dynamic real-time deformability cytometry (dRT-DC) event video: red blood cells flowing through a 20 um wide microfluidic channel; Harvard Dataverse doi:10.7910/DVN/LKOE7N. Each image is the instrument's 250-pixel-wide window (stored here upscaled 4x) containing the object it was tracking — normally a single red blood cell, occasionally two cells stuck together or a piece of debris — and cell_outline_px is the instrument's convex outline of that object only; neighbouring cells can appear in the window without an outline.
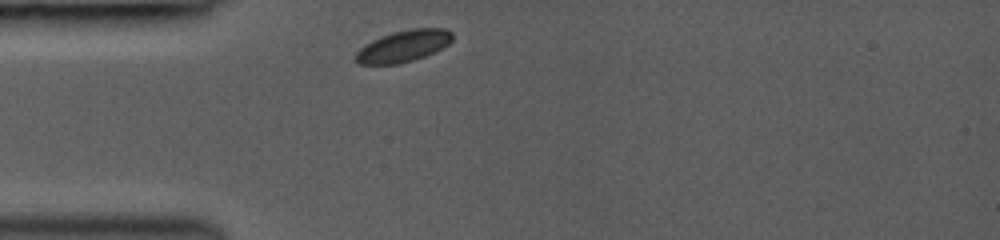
{"species": "common noctule bat (a hibernating species)", "species_latin": "Nyctalus noctula", "temperature_condition": "room temperature", "stored_images_in_passage": 8, "camera_frame_rate_fps": 3000, "um_per_image_px": 0.085, "animal": {"sex": "female", "body_mass_g": 19.0, "forearm_length_mm": 53.3}, "frame": {"image": 1, "passage_image": 1, "time_ms": 0.0, "image_size_px": [1000, 240], "cell_outline_px": [[452, 40], [448, 44], [424, 56], [412, 60], [396, 64], [360, 64], [352, 56], [364, 44], [380, 36], [392, 32], [412, 28], [444, 28], [452, 32]], "centroid_in_image_um": [34.25, 3.9], "position_along_channel_um": 50.8, "area_um2": 17.74}}
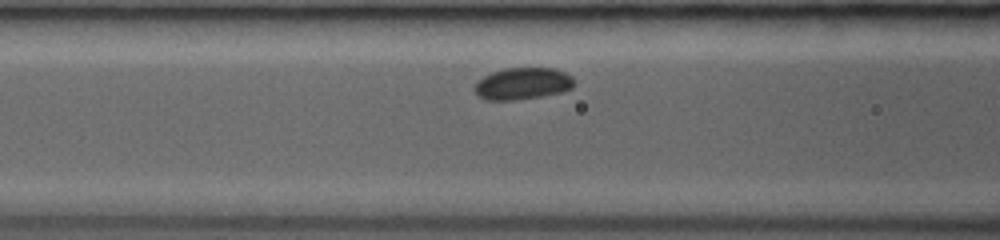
{"frame": {"image": 2, "passage_image": 5, "time_ms": 2.0, "image_size_px": [1000, 240], "cell_outline_px": [[576, 80], [572, 88], [560, 92], [540, 96], [516, 100], [484, 100], [476, 92], [476, 84], [484, 76], [492, 72], [504, 68], [552, 68], [564, 72], [572, 76]], "centroid_in_image_um": [44.46, 7.1], "position_along_channel_um": 122.1, "area_um2": 18.32}}
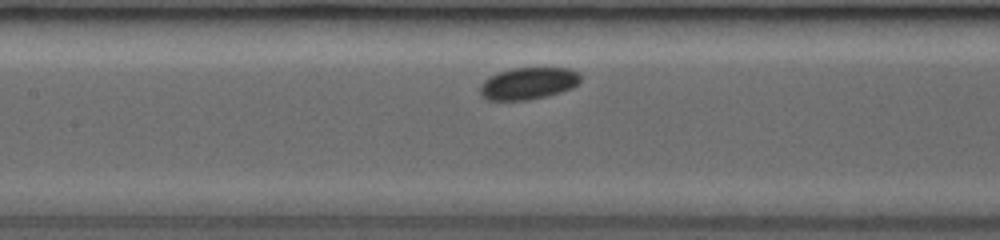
{"frame": {"image": 3, "passage_image": 7, "time_ms": 3.0, "image_size_px": [1000, 240], "cell_outline_px": [[580, 80], [572, 88], [548, 96], [528, 100], [488, 100], [480, 96], [480, 84], [488, 76], [496, 72], [512, 68], [568, 68], [580, 72]], "centroid_in_image_um": [44.87, 7.09], "position_along_channel_um": 162.5, "area_um2": 18.96}}